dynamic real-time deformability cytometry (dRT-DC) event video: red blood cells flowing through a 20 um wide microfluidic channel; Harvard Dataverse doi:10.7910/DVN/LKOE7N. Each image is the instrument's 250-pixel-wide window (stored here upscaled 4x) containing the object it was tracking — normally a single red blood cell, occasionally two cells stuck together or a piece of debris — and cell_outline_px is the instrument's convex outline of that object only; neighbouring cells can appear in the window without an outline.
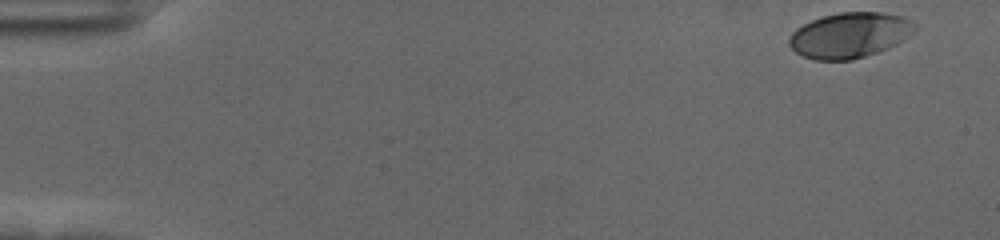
{"species": "human", "species_latin": "Homo sapiens", "temperature_condition": "cold", "stored_images_in_passage": 56, "camera_frame_rate_fps": 3000, "um_per_image_px": 0.085, "donor": {"sex": "female"}, "frame": {"image": 1, "passage_image": 1, "time_ms": 0.0, "image_size_px": [1000, 240], "cell_outline_px": [[920, 28], [916, 32], [904, 40], [888, 48], [852, 60], [812, 60], [796, 52], [788, 44], [788, 40], [792, 32], [796, 28], [812, 20], [824, 16], [840, 12], [880, 12], [904, 16], [912, 20]], "centroid_in_image_um": [72.28, 2.98], "position_along_channel_um": 12.7, "area_um2": 33.52}}
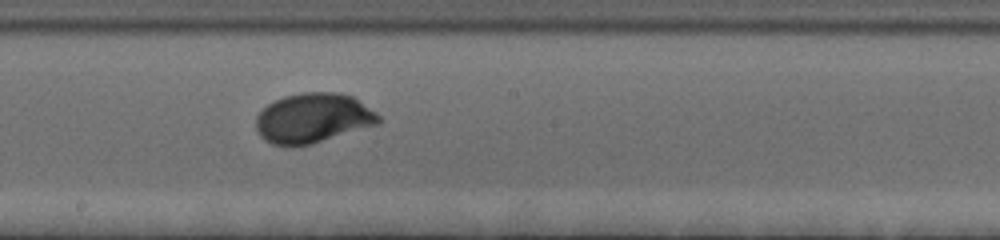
{"frame": {"image": 2, "passage_image": 31, "time_ms": 10.0, "image_size_px": [1000, 240], "cell_outline_px": [[380, 124], [312, 144], [292, 148], [288, 148], [272, 144], [264, 140], [260, 136], [256, 128], [256, 116], [268, 104], [284, 96], [304, 92], [336, 92], [352, 96], [376, 112], [380, 116]], "centroid_in_image_um": [26.6, 10.07], "position_along_channel_um": 221.6, "area_um2": 35.95}}
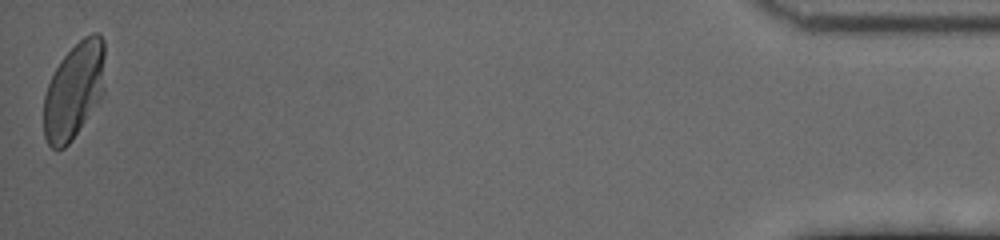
{"frame": {"image": 3, "passage_image": 56, "time_ms": 18.333, "image_size_px": [1000, 240], "cell_outline_px": [[104, 92], [72, 140], [64, 148], [52, 148], [48, 144], [44, 136], [44, 96], [48, 84], [60, 60], [84, 36], [92, 32], [96, 32], [104, 40]], "centroid_in_image_um": [6.29, 7.69], "position_along_channel_um": 428.9, "area_um2": 34.1}, "authors_computed_cell_mechanics": {"area_um2": 33.8708, "velocity_mm_per_s": 3.5026, "shape_relaxation_time_tau1_ms": 2.3776, "shape_relaxation_time_tau2_ms": null, "deformation_change_tau1": 0.1375, "deformation_change_tau2": null}}